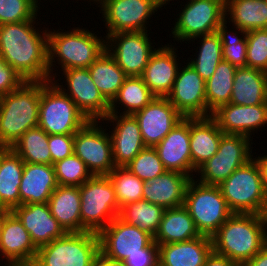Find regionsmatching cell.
I'll list each match as a JSON object with an SVG mask.
<instances>
[{"label": "cell", "instance_id": "cell-44", "mask_svg": "<svg viewBox=\"0 0 267 266\" xmlns=\"http://www.w3.org/2000/svg\"><path fill=\"white\" fill-rule=\"evenodd\" d=\"M40 8L36 0H0V25L32 20Z\"/></svg>", "mask_w": 267, "mask_h": 266}, {"label": "cell", "instance_id": "cell-27", "mask_svg": "<svg viewBox=\"0 0 267 266\" xmlns=\"http://www.w3.org/2000/svg\"><path fill=\"white\" fill-rule=\"evenodd\" d=\"M212 250L211 237L204 235L184 242L158 245L159 266H204Z\"/></svg>", "mask_w": 267, "mask_h": 266}, {"label": "cell", "instance_id": "cell-42", "mask_svg": "<svg viewBox=\"0 0 267 266\" xmlns=\"http://www.w3.org/2000/svg\"><path fill=\"white\" fill-rule=\"evenodd\" d=\"M58 185L80 187L93 175L75 154L53 164Z\"/></svg>", "mask_w": 267, "mask_h": 266}, {"label": "cell", "instance_id": "cell-33", "mask_svg": "<svg viewBox=\"0 0 267 266\" xmlns=\"http://www.w3.org/2000/svg\"><path fill=\"white\" fill-rule=\"evenodd\" d=\"M225 20L246 32L265 29L267 0H225Z\"/></svg>", "mask_w": 267, "mask_h": 266}, {"label": "cell", "instance_id": "cell-55", "mask_svg": "<svg viewBox=\"0 0 267 266\" xmlns=\"http://www.w3.org/2000/svg\"><path fill=\"white\" fill-rule=\"evenodd\" d=\"M0 211H10V210L6 209V208L2 205V203L0 202Z\"/></svg>", "mask_w": 267, "mask_h": 266}, {"label": "cell", "instance_id": "cell-41", "mask_svg": "<svg viewBox=\"0 0 267 266\" xmlns=\"http://www.w3.org/2000/svg\"><path fill=\"white\" fill-rule=\"evenodd\" d=\"M114 187L119 209L130 202L143 199L144 181L132 174L126 167H115L107 175Z\"/></svg>", "mask_w": 267, "mask_h": 266}, {"label": "cell", "instance_id": "cell-43", "mask_svg": "<svg viewBox=\"0 0 267 266\" xmlns=\"http://www.w3.org/2000/svg\"><path fill=\"white\" fill-rule=\"evenodd\" d=\"M126 168L144 182L154 179L167 171L154 147L148 146L143 148Z\"/></svg>", "mask_w": 267, "mask_h": 266}, {"label": "cell", "instance_id": "cell-28", "mask_svg": "<svg viewBox=\"0 0 267 266\" xmlns=\"http://www.w3.org/2000/svg\"><path fill=\"white\" fill-rule=\"evenodd\" d=\"M223 134L210 116L190 118L191 163L196 170L217 153Z\"/></svg>", "mask_w": 267, "mask_h": 266}, {"label": "cell", "instance_id": "cell-54", "mask_svg": "<svg viewBox=\"0 0 267 266\" xmlns=\"http://www.w3.org/2000/svg\"><path fill=\"white\" fill-rule=\"evenodd\" d=\"M9 212L10 211H0V232L2 229L3 222H4V218Z\"/></svg>", "mask_w": 267, "mask_h": 266}, {"label": "cell", "instance_id": "cell-8", "mask_svg": "<svg viewBox=\"0 0 267 266\" xmlns=\"http://www.w3.org/2000/svg\"><path fill=\"white\" fill-rule=\"evenodd\" d=\"M97 233L66 232L62 237L38 248L31 266H93L99 253Z\"/></svg>", "mask_w": 267, "mask_h": 266}, {"label": "cell", "instance_id": "cell-14", "mask_svg": "<svg viewBox=\"0 0 267 266\" xmlns=\"http://www.w3.org/2000/svg\"><path fill=\"white\" fill-rule=\"evenodd\" d=\"M147 32H120L103 37L107 52L127 76H141L150 56L157 49Z\"/></svg>", "mask_w": 267, "mask_h": 266}, {"label": "cell", "instance_id": "cell-38", "mask_svg": "<svg viewBox=\"0 0 267 266\" xmlns=\"http://www.w3.org/2000/svg\"><path fill=\"white\" fill-rule=\"evenodd\" d=\"M164 211L163 207L142 199L122 206L118 217L128 224L137 226L154 238Z\"/></svg>", "mask_w": 267, "mask_h": 266}, {"label": "cell", "instance_id": "cell-30", "mask_svg": "<svg viewBox=\"0 0 267 266\" xmlns=\"http://www.w3.org/2000/svg\"><path fill=\"white\" fill-rule=\"evenodd\" d=\"M230 103L244 106L267 103V73L250 67L237 68Z\"/></svg>", "mask_w": 267, "mask_h": 266}, {"label": "cell", "instance_id": "cell-56", "mask_svg": "<svg viewBox=\"0 0 267 266\" xmlns=\"http://www.w3.org/2000/svg\"><path fill=\"white\" fill-rule=\"evenodd\" d=\"M91 1L93 2V4L96 2V0H89L88 2H90V7H91ZM36 2L38 3L39 7H40V2L41 0H36Z\"/></svg>", "mask_w": 267, "mask_h": 266}, {"label": "cell", "instance_id": "cell-48", "mask_svg": "<svg viewBox=\"0 0 267 266\" xmlns=\"http://www.w3.org/2000/svg\"><path fill=\"white\" fill-rule=\"evenodd\" d=\"M122 266H159L158 244L153 240L143 253L129 255L122 263Z\"/></svg>", "mask_w": 267, "mask_h": 266}, {"label": "cell", "instance_id": "cell-20", "mask_svg": "<svg viewBox=\"0 0 267 266\" xmlns=\"http://www.w3.org/2000/svg\"><path fill=\"white\" fill-rule=\"evenodd\" d=\"M210 117L224 134L243 135L252 139L255 131L257 133L258 129L266 127L267 103L253 106L228 103L218 107Z\"/></svg>", "mask_w": 267, "mask_h": 266}, {"label": "cell", "instance_id": "cell-11", "mask_svg": "<svg viewBox=\"0 0 267 266\" xmlns=\"http://www.w3.org/2000/svg\"><path fill=\"white\" fill-rule=\"evenodd\" d=\"M95 4L104 18L106 36L120 32H150L148 20L164 6L162 0H96Z\"/></svg>", "mask_w": 267, "mask_h": 266}, {"label": "cell", "instance_id": "cell-1", "mask_svg": "<svg viewBox=\"0 0 267 266\" xmlns=\"http://www.w3.org/2000/svg\"><path fill=\"white\" fill-rule=\"evenodd\" d=\"M36 19L0 25V57L25 81H48V28Z\"/></svg>", "mask_w": 267, "mask_h": 266}, {"label": "cell", "instance_id": "cell-57", "mask_svg": "<svg viewBox=\"0 0 267 266\" xmlns=\"http://www.w3.org/2000/svg\"><path fill=\"white\" fill-rule=\"evenodd\" d=\"M170 1H173V0H162L163 5H167L168 3H170Z\"/></svg>", "mask_w": 267, "mask_h": 266}, {"label": "cell", "instance_id": "cell-19", "mask_svg": "<svg viewBox=\"0 0 267 266\" xmlns=\"http://www.w3.org/2000/svg\"><path fill=\"white\" fill-rule=\"evenodd\" d=\"M38 248L19 218L10 211L4 218L0 232V256L5 266H31ZM3 255V256H2Z\"/></svg>", "mask_w": 267, "mask_h": 266}, {"label": "cell", "instance_id": "cell-13", "mask_svg": "<svg viewBox=\"0 0 267 266\" xmlns=\"http://www.w3.org/2000/svg\"><path fill=\"white\" fill-rule=\"evenodd\" d=\"M102 121H88L74 134V154L93 176L108 175L116 167L109 131ZM107 130V131H106Z\"/></svg>", "mask_w": 267, "mask_h": 266}, {"label": "cell", "instance_id": "cell-24", "mask_svg": "<svg viewBox=\"0 0 267 266\" xmlns=\"http://www.w3.org/2000/svg\"><path fill=\"white\" fill-rule=\"evenodd\" d=\"M12 212L29 232L37 248L51 243L66 233L52 216L48 203L21 204Z\"/></svg>", "mask_w": 267, "mask_h": 266}, {"label": "cell", "instance_id": "cell-37", "mask_svg": "<svg viewBox=\"0 0 267 266\" xmlns=\"http://www.w3.org/2000/svg\"><path fill=\"white\" fill-rule=\"evenodd\" d=\"M192 39H190L188 43L190 41L195 42V39L196 41L199 39L201 43H198L200 44L199 47L197 45L196 51H199L195 53V58L192 59L189 57L190 59H187V63H189L206 82L215 72L217 65L223 60L222 43L217 32L196 36Z\"/></svg>", "mask_w": 267, "mask_h": 266}, {"label": "cell", "instance_id": "cell-4", "mask_svg": "<svg viewBox=\"0 0 267 266\" xmlns=\"http://www.w3.org/2000/svg\"><path fill=\"white\" fill-rule=\"evenodd\" d=\"M43 81H24L0 97V148H11L29 129L38 127Z\"/></svg>", "mask_w": 267, "mask_h": 266}, {"label": "cell", "instance_id": "cell-16", "mask_svg": "<svg viewBox=\"0 0 267 266\" xmlns=\"http://www.w3.org/2000/svg\"><path fill=\"white\" fill-rule=\"evenodd\" d=\"M99 251L109 259L122 263L129 255L143 253L153 237L121 220L118 216L98 233Z\"/></svg>", "mask_w": 267, "mask_h": 266}, {"label": "cell", "instance_id": "cell-31", "mask_svg": "<svg viewBox=\"0 0 267 266\" xmlns=\"http://www.w3.org/2000/svg\"><path fill=\"white\" fill-rule=\"evenodd\" d=\"M24 163L12 148H0V202L10 211L20 206Z\"/></svg>", "mask_w": 267, "mask_h": 266}, {"label": "cell", "instance_id": "cell-12", "mask_svg": "<svg viewBox=\"0 0 267 266\" xmlns=\"http://www.w3.org/2000/svg\"><path fill=\"white\" fill-rule=\"evenodd\" d=\"M171 27L173 40L185 42L216 32L225 20V0H188Z\"/></svg>", "mask_w": 267, "mask_h": 266}, {"label": "cell", "instance_id": "cell-52", "mask_svg": "<svg viewBox=\"0 0 267 266\" xmlns=\"http://www.w3.org/2000/svg\"><path fill=\"white\" fill-rule=\"evenodd\" d=\"M93 266H122L121 263L109 259L104 256L101 252H99L93 260Z\"/></svg>", "mask_w": 267, "mask_h": 266}, {"label": "cell", "instance_id": "cell-10", "mask_svg": "<svg viewBox=\"0 0 267 266\" xmlns=\"http://www.w3.org/2000/svg\"><path fill=\"white\" fill-rule=\"evenodd\" d=\"M252 141L243 135L223 134L217 153L197 169L196 176L199 177L195 176V179L205 185L219 186L252 159Z\"/></svg>", "mask_w": 267, "mask_h": 266}, {"label": "cell", "instance_id": "cell-23", "mask_svg": "<svg viewBox=\"0 0 267 266\" xmlns=\"http://www.w3.org/2000/svg\"><path fill=\"white\" fill-rule=\"evenodd\" d=\"M176 49L172 44H165V46L157 48L150 56L148 64L140 76L156 97L168 96L180 66L184 65L178 63L180 61L177 59L178 51Z\"/></svg>", "mask_w": 267, "mask_h": 266}, {"label": "cell", "instance_id": "cell-49", "mask_svg": "<svg viewBox=\"0 0 267 266\" xmlns=\"http://www.w3.org/2000/svg\"><path fill=\"white\" fill-rule=\"evenodd\" d=\"M204 266H240L237 262L230 260L226 256L215 253L213 250L207 256Z\"/></svg>", "mask_w": 267, "mask_h": 266}, {"label": "cell", "instance_id": "cell-50", "mask_svg": "<svg viewBox=\"0 0 267 266\" xmlns=\"http://www.w3.org/2000/svg\"><path fill=\"white\" fill-rule=\"evenodd\" d=\"M243 266H267V244Z\"/></svg>", "mask_w": 267, "mask_h": 266}, {"label": "cell", "instance_id": "cell-6", "mask_svg": "<svg viewBox=\"0 0 267 266\" xmlns=\"http://www.w3.org/2000/svg\"><path fill=\"white\" fill-rule=\"evenodd\" d=\"M82 232L99 233L120 212L116 193L107 175L92 176L79 187Z\"/></svg>", "mask_w": 267, "mask_h": 266}, {"label": "cell", "instance_id": "cell-5", "mask_svg": "<svg viewBox=\"0 0 267 266\" xmlns=\"http://www.w3.org/2000/svg\"><path fill=\"white\" fill-rule=\"evenodd\" d=\"M89 120L52 80L43 81L38 127L48 135H74Z\"/></svg>", "mask_w": 267, "mask_h": 266}, {"label": "cell", "instance_id": "cell-9", "mask_svg": "<svg viewBox=\"0 0 267 266\" xmlns=\"http://www.w3.org/2000/svg\"><path fill=\"white\" fill-rule=\"evenodd\" d=\"M219 188L232 213L259 215L267 196L253 158L237 168Z\"/></svg>", "mask_w": 267, "mask_h": 266}, {"label": "cell", "instance_id": "cell-25", "mask_svg": "<svg viewBox=\"0 0 267 266\" xmlns=\"http://www.w3.org/2000/svg\"><path fill=\"white\" fill-rule=\"evenodd\" d=\"M191 178L176 171H165L160 176L144 183L143 200L164 209L184 205L185 192Z\"/></svg>", "mask_w": 267, "mask_h": 266}, {"label": "cell", "instance_id": "cell-32", "mask_svg": "<svg viewBox=\"0 0 267 266\" xmlns=\"http://www.w3.org/2000/svg\"><path fill=\"white\" fill-rule=\"evenodd\" d=\"M201 236L194 220L184 206L165 209L159 228L154 236L158 245L184 242Z\"/></svg>", "mask_w": 267, "mask_h": 266}, {"label": "cell", "instance_id": "cell-39", "mask_svg": "<svg viewBox=\"0 0 267 266\" xmlns=\"http://www.w3.org/2000/svg\"><path fill=\"white\" fill-rule=\"evenodd\" d=\"M49 135L40 127L27 130L11 147L25 163L51 165Z\"/></svg>", "mask_w": 267, "mask_h": 266}, {"label": "cell", "instance_id": "cell-29", "mask_svg": "<svg viewBox=\"0 0 267 266\" xmlns=\"http://www.w3.org/2000/svg\"><path fill=\"white\" fill-rule=\"evenodd\" d=\"M79 187L62 186L54 190L48 200L52 216L65 232L82 233Z\"/></svg>", "mask_w": 267, "mask_h": 266}, {"label": "cell", "instance_id": "cell-7", "mask_svg": "<svg viewBox=\"0 0 267 266\" xmlns=\"http://www.w3.org/2000/svg\"><path fill=\"white\" fill-rule=\"evenodd\" d=\"M194 220L200 235L212 237L233 214L219 186L205 185L192 178L186 188L183 205Z\"/></svg>", "mask_w": 267, "mask_h": 266}, {"label": "cell", "instance_id": "cell-53", "mask_svg": "<svg viewBox=\"0 0 267 266\" xmlns=\"http://www.w3.org/2000/svg\"><path fill=\"white\" fill-rule=\"evenodd\" d=\"M259 215L261 217L262 224L264 225L266 233H267V196H266L262 210Z\"/></svg>", "mask_w": 267, "mask_h": 266}, {"label": "cell", "instance_id": "cell-2", "mask_svg": "<svg viewBox=\"0 0 267 266\" xmlns=\"http://www.w3.org/2000/svg\"><path fill=\"white\" fill-rule=\"evenodd\" d=\"M63 31L66 30L48 29L49 80L57 78L58 73H53V67H59L56 64L60 65L61 71L88 68L106 50V39L97 36L99 32L95 34L93 30L80 27Z\"/></svg>", "mask_w": 267, "mask_h": 266}, {"label": "cell", "instance_id": "cell-51", "mask_svg": "<svg viewBox=\"0 0 267 266\" xmlns=\"http://www.w3.org/2000/svg\"><path fill=\"white\" fill-rule=\"evenodd\" d=\"M252 158L255 160L256 164L259 167V171L263 181L264 191L267 195V155L258 157L252 156Z\"/></svg>", "mask_w": 267, "mask_h": 266}, {"label": "cell", "instance_id": "cell-26", "mask_svg": "<svg viewBox=\"0 0 267 266\" xmlns=\"http://www.w3.org/2000/svg\"><path fill=\"white\" fill-rule=\"evenodd\" d=\"M57 187L54 165L24 163L19 186L20 205L48 203Z\"/></svg>", "mask_w": 267, "mask_h": 266}, {"label": "cell", "instance_id": "cell-22", "mask_svg": "<svg viewBox=\"0 0 267 266\" xmlns=\"http://www.w3.org/2000/svg\"><path fill=\"white\" fill-rule=\"evenodd\" d=\"M154 149L166 170L183 173L191 179L195 177L197 170L192 166L190 152V118H184Z\"/></svg>", "mask_w": 267, "mask_h": 266}, {"label": "cell", "instance_id": "cell-45", "mask_svg": "<svg viewBox=\"0 0 267 266\" xmlns=\"http://www.w3.org/2000/svg\"><path fill=\"white\" fill-rule=\"evenodd\" d=\"M246 67L267 73V28L247 32Z\"/></svg>", "mask_w": 267, "mask_h": 266}, {"label": "cell", "instance_id": "cell-40", "mask_svg": "<svg viewBox=\"0 0 267 266\" xmlns=\"http://www.w3.org/2000/svg\"><path fill=\"white\" fill-rule=\"evenodd\" d=\"M227 23L228 22L224 20L216 30L222 43L223 60L229 62L236 68L246 67L247 32L233 25L231 28L233 30L231 31L230 29H227L230 28L229 26L227 27ZM234 29L237 31H235ZM239 34L242 36L240 37Z\"/></svg>", "mask_w": 267, "mask_h": 266}, {"label": "cell", "instance_id": "cell-21", "mask_svg": "<svg viewBox=\"0 0 267 266\" xmlns=\"http://www.w3.org/2000/svg\"><path fill=\"white\" fill-rule=\"evenodd\" d=\"M102 121L113 123L108 133L115 166L126 167L146 147L137 119L134 115L108 114Z\"/></svg>", "mask_w": 267, "mask_h": 266}, {"label": "cell", "instance_id": "cell-34", "mask_svg": "<svg viewBox=\"0 0 267 266\" xmlns=\"http://www.w3.org/2000/svg\"><path fill=\"white\" fill-rule=\"evenodd\" d=\"M154 98L156 96L149 90L140 76H128L117 95L109 103V114L134 115ZM119 107L120 110L118 111L117 108ZM121 109L123 110L122 112H120Z\"/></svg>", "mask_w": 267, "mask_h": 266}, {"label": "cell", "instance_id": "cell-46", "mask_svg": "<svg viewBox=\"0 0 267 266\" xmlns=\"http://www.w3.org/2000/svg\"><path fill=\"white\" fill-rule=\"evenodd\" d=\"M51 165L74 154V135H49Z\"/></svg>", "mask_w": 267, "mask_h": 266}, {"label": "cell", "instance_id": "cell-17", "mask_svg": "<svg viewBox=\"0 0 267 266\" xmlns=\"http://www.w3.org/2000/svg\"><path fill=\"white\" fill-rule=\"evenodd\" d=\"M184 64L166 98L184 118L207 117L206 82L189 63Z\"/></svg>", "mask_w": 267, "mask_h": 266}, {"label": "cell", "instance_id": "cell-15", "mask_svg": "<svg viewBox=\"0 0 267 266\" xmlns=\"http://www.w3.org/2000/svg\"><path fill=\"white\" fill-rule=\"evenodd\" d=\"M66 84L52 81L75 103L90 121H102L109 114V102L94 84L88 68H73L62 71ZM62 84V85H60Z\"/></svg>", "mask_w": 267, "mask_h": 266}, {"label": "cell", "instance_id": "cell-35", "mask_svg": "<svg viewBox=\"0 0 267 266\" xmlns=\"http://www.w3.org/2000/svg\"><path fill=\"white\" fill-rule=\"evenodd\" d=\"M88 69L94 84L109 103L128 77L107 50Z\"/></svg>", "mask_w": 267, "mask_h": 266}, {"label": "cell", "instance_id": "cell-3", "mask_svg": "<svg viewBox=\"0 0 267 266\" xmlns=\"http://www.w3.org/2000/svg\"><path fill=\"white\" fill-rule=\"evenodd\" d=\"M213 251L243 266L267 244L260 215L233 213L211 237Z\"/></svg>", "mask_w": 267, "mask_h": 266}, {"label": "cell", "instance_id": "cell-18", "mask_svg": "<svg viewBox=\"0 0 267 266\" xmlns=\"http://www.w3.org/2000/svg\"><path fill=\"white\" fill-rule=\"evenodd\" d=\"M143 142L154 147L178 125L184 117L166 97H156L143 109L136 112Z\"/></svg>", "mask_w": 267, "mask_h": 266}, {"label": "cell", "instance_id": "cell-47", "mask_svg": "<svg viewBox=\"0 0 267 266\" xmlns=\"http://www.w3.org/2000/svg\"><path fill=\"white\" fill-rule=\"evenodd\" d=\"M24 78L0 57V97L17 89Z\"/></svg>", "mask_w": 267, "mask_h": 266}, {"label": "cell", "instance_id": "cell-36", "mask_svg": "<svg viewBox=\"0 0 267 266\" xmlns=\"http://www.w3.org/2000/svg\"><path fill=\"white\" fill-rule=\"evenodd\" d=\"M236 69L222 60L206 81L207 117L218 107L230 103Z\"/></svg>", "mask_w": 267, "mask_h": 266}]
</instances>
